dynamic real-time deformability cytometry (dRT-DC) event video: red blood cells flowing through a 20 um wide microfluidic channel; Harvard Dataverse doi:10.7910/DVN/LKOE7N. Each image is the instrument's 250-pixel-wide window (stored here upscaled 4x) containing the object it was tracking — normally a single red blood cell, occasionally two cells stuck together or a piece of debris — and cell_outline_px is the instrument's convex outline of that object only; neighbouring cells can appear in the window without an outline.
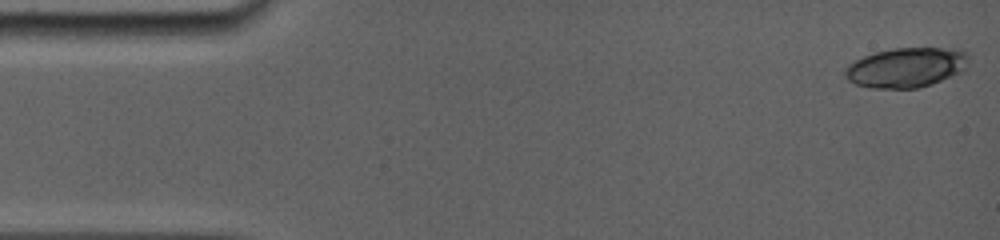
{"species": "common noctule bat (a hibernating species)", "species_latin": "Nyctalus noctula", "temperature_condition": "room temperature", "stored_images_in_passage": 6, "camera_frame_rate_fps": 5000, "um_per_image_px": 0.085, "animal": {"sex": "female", "body_mass_g": 19.0, "forearm_length_mm": 56.7}, "frame": {"image": 1, "passage_image": 1, "time_ms": 0.0, "image_size_px": [1000, 240], "cell_outline_px": [[968, 60], [964, 68], [960, 72], [932, 84], [916, 88], [872, 88], [856, 84], [848, 80], [844, 76], [844, 68], [848, 64], [864, 56], [876, 52], [896, 48], [956, 48], [964, 52], [968, 56]], "centroid_in_image_um": [77.0, 5.74], "position_along_channel_um": 8.0, "area_um2": 28.5}}